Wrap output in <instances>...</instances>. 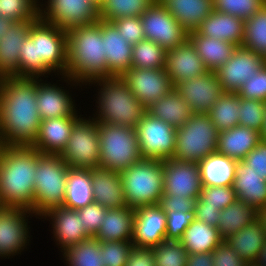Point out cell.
<instances>
[{
    "label": "cell",
    "mask_w": 266,
    "mask_h": 266,
    "mask_svg": "<svg viewBox=\"0 0 266 266\" xmlns=\"http://www.w3.org/2000/svg\"><path fill=\"white\" fill-rule=\"evenodd\" d=\"M37 77L0 79V145L31 146L38 137Z\"/></svg>",
    "instance_id": "1"
},
{
    "label": "cell",
    "mask_w": 266,
    "mask_h": 266,
    "mask_svg": "<svg viewBox=\"0 0 266 266\" xmlns=\"http://www.w3.org/2000/svg\"><path fill=\"white\" fill-rule=\"evenodd\" d=\"M66 70L67 31L39 17L20 48L19 77L65 76Z\"/></svg>",
    "instance_id": "2"
},
{
    "label": "cell",
    "mask_w": 266,
    "mask_h": 266,
    "mask_svg": "<svg viewBox=\"0 0 266 266\" xmlns=\"http://www.w3.org/2000/svg\"><path fill=\"white\" fill-rule=\"evenodd\" d=\"M58 78L56 82L68 83L69 89L79 86L81 90L91 80L107 78L102 20L67 31V70Z\"/></svg>",
    "instance_id": "3"
},
{
    "label": "cell",
    "mask_w": 266,
    "mask_h": 266,
    "mask_svg": "<svg viewBox=\"0 0 266 266\" xmlns=\"http://www.w3.org/2000/svg\"><path fill=\"white\" fill-rule=\"evenodd\" d=\"M40 155L32 146H0V206L33 210Z\"/></svg>",
    "instance_id": "4"
},
{
    "label": "cell",
    "mask_w": 266,
    "mask_h": 266,
    "mask_svg": "<svg viewBox=\"0 0 266 266\" xmlns=\"http://www.w3.org/2000/svg\"><path fill=\"white\" fill-rule=\"evenodd\" d=\"M87 85L98 88L94 94L97 108L92 114L97 122L135 128L146 112L121 77L97 78Z\"/></svg>",
    "instance_id": "5"
},
{
    "label": "cell",
    "mask_w": 266,
    "mask_h": 266,
    "mask_svg": "<svg viewBox=\"0 0 266 266\" xmlns=\"http://www.w3.org/2000/svg\"><path fill=\"white\" fill-rule=\"evenodd\" d=\"M69 168L59 155L41 154L37 158L32 210L36 219L63 205Z\"/></svg>",
    "instance_id": "6"
},
{
    "label": "cell",
    "mask_w": 266,
    "mask_h": 266,
    "mask_svg": "<svg viewBox=\"0 0 266 266\" xmlns=\"http://www.w3.org/2000/svg\"><path fill=\"white\" fill-rule=\"evenodd\" d=\"M126 206L157 205L164 193L163 160L142 159L121 172Z\"/></svg>",
    "instance_id": "7"
},
{
    "label": "cell",
    "mask_w": 266,
    "mask_h": 266,
    "mask_svg": "<svg viewBox=\"0 0 266 266\" xmlns=\"http://www.w3.org/2000/svg\"><path fill=\"white\" fill-rule=\"evenodd\" d=\"M99 168L121 173L141 161L135 128L98 122Z\"/></svg>",
    "instance_id": "8"
},
{
    "label": "cell",
    "mask_w": 266,
    "mask_h": 266,
    "mask_svg": "<svg viewBox=\"0 0 266 266\" xmlns=\"http://www.w3.org/2000/svg\"><path fill=\"white\" fill-rule=\"evenodd\" d=\"M219 131L208 113H192L190 118L176 129L174 160L199 163L216 152Z\"/></svg>",
    "instance_id": "9"
},
{
    "label": "cell",
    "mask_w": 266,
    "mask_h": 266,
    "mask_svg": "<svg viewBox=\"0 0 266 266\" xmlns=\"http://www.w3.org/2000/svg\"><path fill=\"white\" fill-rule=\"evenodd\" d=\"M83 116L73 124L66 147L59 156L70 168L97 169L100 159L98 122L91 116Z\"/></svg>",
    "instance_id": "10"
},
{
    "label": "cell",
    "mask_w": 266,
    "mask_h": 266,
    "mask_svg": "<svg viewBox=\"0 0 266 266\" xmlns=\"http://www.w3.org/2000/svg\"><path fill=\"white\" fill-rule=\"evenodd\" d=\"M140 155L143 159H171L175 153L176 128L144 113L135 127Z\"/></svg>",
    "instance_id": "11"
},
{
    "label": "cell",
    "mask_w": 266,
    "mask_h": 266,
    "mask_svg": "<svg viewBox=\"0 0 266 266\" xmlns=\"http://www.w3.org/2000/svg\"><path fill=\"white\" fill-rule=\"evenodd\" d=\"M42 1L39 17L64 31L99 21L98 6L91 0Z\"/></svg>",
    "instance_id": "12"
},
{
    "label": "cell",
    "mask_w": 266,
    "mask_h": 266,
    "mask_svg": "<svg viewBox=\"0 0 266 266\" xmlns=\"http://www.w3.org/2000/svg\"><path fill=\"white\" fill-rule=\"evenodd\" d=\"M29 214V215H28ZM35 214L19 207L0 206V258H13L26 251L31 243L30 221ZM30 241V242H29Z\"/></svg>",
    "instance_id": "13"
},
{
    "label": "cell",
    "mask_w": 266,
    "mask_h": 266,
    "mask_svg": "<svg viewBox=\"0 0 266 266\" xmlns=\"http://www.w3.org/2000/svg\"><path fill=\"white\" fill-rule=\"evenodd\" d=\"M141 22L145 39L165 50L182 45L188 39V32L158 0L141 15Z\"/></svg>",
    "instance_id": "14"
},
{
    "label": "cell",
    "mask_w": 266,
    "mask_h": 266,
    "mask_svg": "<svg viewBox=\"0 0 266 266\" xmlns=\"http://www.w3.org/2000/svg\"><path fill=\"white\" fill-rule=\"evenodd\" d=\"M121 78L145 109L174 88L165 68L143 69L131 67Z\"/></svg>",
    "instance_id": "15"
},
{
    "label": "cell",
    "mask_w": 266,
    "mask_h": 266,
    "mask_svg": "<svg viewBox=\"0 0 266 266\" xmlns=\"http://www.w3.org/2000/svg\"><path fill=\"white\" fill-rule=\"evenodd\" d=\"M265 64L264 57L239 46L230 59L214 72L224 92L237 93L242 84L254 76Z\"/></svg>",
    "instance_id": "16"
},
{
    "label": "cell",
    "mask_w": 266,
    "mask_h": 266,
    "mask_svg": "<svg viewBox=\"0 0 266 266\" xmlns=\"http://www.w3.org/2000/svg\"><path fill=\"white\" fill-rule=\"evenodd\" d=\"M174 88L188 103L192 113H208L224 93L214 71L182 81Z\"/></svg>",
    "instance_id": "17"
},
{
    "label": "cell",
    "mask_w": 266,
    "mask_h": 266,
    "mask_svg": "<svg viewBox=\"0 0 266 266\" xmlns=\"http://www.w3.org/2000/svg\"><path fill=\"white\" fill-rule=\"evenodd\" d=\"M164 168V193L186 198H199L202 190L200 170L198 163L182 162L178 160H163Z\"/></svg>",
    "instance_id": "18"
},
{
    "label": "cell",
    "mask_w": 266,
    "mask_h": 266,
    "mask_svg": "<svg viewBox=\"0 0 266 266\" xmlns=\"http://www.w3.org/2000/svg\"><path fill=\"white\" fill-rule=\"evenodd\" d=\"M44 80L45 79L39 78L36 98V105L41 120L66 116H82L75 106V100L72 98L74 95L69 93V91L72 92V90H66L67 87L64 89L65 86L62 87L59 83L52 84L47 81V79Z\"/></svg>",
    "instance_id": "19"
},
{
    "label": "cell",
    "mask_w": 266,
    "mask_h": 266,
    "mask_svg": "<svg viewBox=\"0 0 266 266\" xmlns=\"http://www.w3.org/2000/svg\"><path fill=\"white\" fill-rule=\"evenodd\" d=\"M41 219L50 221L53 240L55 239V244L59 246L61 253L76 243L92 237L81 224L77 210L61 206L51 209Z\"/></svg>",
    "instance_id": "20"
},
{
    "label": "cell",
    "mask_w": 266,
    "mask_h": 266,
    "mask_svg": "<svg viewBox=\"0 0 266 266\" xmlns=\"http://www.w3.org/2000/svg\"><path fill=\"white\" fill-rule=\"evenodd\" d=\"M166 213L158 206H143L135 209L134 247L153 248L166 240Z\"/></svg>",
    "instance_id": "21"
},
{
    "label": "cell",
    "mask_w": 266,
    "mask_h": 266,
    "mask_svg": "<svg viewBox=\"0 0 266 266\" xmlns=\"http://www.w3.org/2000/svg\"><path fill=\"white\" fill-rule=\"evenodd\" d=\"M164 68L173 86L208 72L202 58L197 54L189 39L182 45L166 50Z\"/></svg>",
    "instance_id": "22"
},
{
    "label": "cell",
    "mask_w": 266,
    "mask_h": 266,
    "mask_svg": "<svg viewBox=\"0 0 266 266\" xmlns=\"http://www.w3.org/2000/svg\"><path fill=\"white\" fill-rule=\"evenodd\" d=\"M107 62V78L121 77L132 64L133 45L129 44L111 22L102 21Z\"/></svg>",
    "instance_id": "23"
},
{
    "label": "cell",
    "mask_w": 266,
    "mask_h": 266,
    "mask_svg": "<svg viewBox=\"0 0 266 266\" xmlns=\"http://www.w3.org/2000/svg\"><path fill=\"white\" fill-rule=\"evenodd\" d=\"M36 20L13 22L0 38V79L19 77L20 48Z\"/></svg>",
    "instance_id": "24"
},
{
    "label": "cell",
    "mask_w": 266,
    "mask_h": 266,
    "mask_svg": "<svg viewBox=\"0 0 266 266\" xmlns=\"http://www.w3.org/2000/svg\"><path fill=\"white\" fill-rule=\"evenodd\" d=\"M81 116L41 120L38 137L31 145L41 154L59 155L69 140L73 124Z\"/></svg>",
    "instance_id": "25"
},
{
    "label": "cell",
    "mask_w": 266,
    "mask_h": 266,
    "mask_svg": "<svg viewBox=\"0 0 266 266\" xmlns=\"http://www.w3.org/2000/svg\"><path fill=\"white\" fill-rule=\"evenodd\" d=\"M94 202L107 209L126 207L121 174L102 168L91 169Z\"/></svg>",
    "instance_id": "26"
},
{
    "label": "cell",
    "mask_w": 266,
    "mask_h": 266,
    "mask_svg": "<svg viewBox=\"0 0 266 266\" xmlns=\"http://www.w3.org/2000/svg\"><path fill=\"white\" fill-rule=\"evenodd\" d=\"M233 189L236 198L256 211L266 206V181L243 161H237Z\"/></svg>",
    "instance_id": "27"
},
{
    "label": "cell",
    "mask_w": 266,
    "mask_h": 266,
    "mask_svg": "<svg viewBox=\"0 0 266 266\" xmlns=\"http://www.w3.org/2000/svg\"><path fill=\"white\" fill-rule=\"evenodd\" d=\"M244 22L241 18L213 10L196 31L204 37L224 40L239 47L243 42Z\"/></svg>",
    "instance_id": "28"
},
{
    "label": "cell",
    "mask_w": 266,
    "mask_h": 266,
    "mask_svg": "<svg viewBox=\"0 0 266 266\" xmlns=\"http://www.w3.org/2000/svg\"><path fill=\"white\" fill-rule=\"evenodd\" d=\"M260 141L258 131L238 125L219 132L216 152L234 160L242 161Z\"/></svg>",
    "instance_id": "29"
},
{
    "label": "cell",
    "mask_w": 266,
    "mask_h": 266,
    "mask_svg": "<svg viewBox=\"0 0 266 266\" xmlns=\"http://www.w3.org/2000/svg\"><path fill=\"white\" fill-rule=\"evenodd\" d=\"M187 31L196 30L214 10L213 0H158Z\"/></svg>",
    "instance_id": "30"
},
{
    "label": "cell",
    "mask_w": 266,
    "mask_h": 266,
    "mask_svg": "<svg viewBox=\"0 0 266 266\" xmlns=\"http://www.w3.org/2000/svg\"><path fill=\"white\" fill-rule=\"evenodd\" d=\"M134 220L135 209L131 207L107 209L94 238L99 241H132Z\"/></svg>",
    "instance_id": "31"
},
{
    "label": "cell",
    "mask_w": 266,
    "mask_h": 266,
    "mask_svg": "<svg viewBox=\"0 0 266 266\" xmlns=\"http://www.w3.org/2000/svg\"><path fill=\"white\" fill-rule=\"evenodd\" d=\"M198 165L202 187L233 186L237 160L215 152Z\"/></svg>",
    "instance_id": "32"
},
{
    "label": "cell",
    "mask_w": 266,
    "mask_h": 266,
    "mask_svg": "<svg viewBox=\"0 0 266 266\" xmlns=\"http://www.w3.org/2000/svg\"><path fill=\"white\" fill-rule=\"evenodd\" d=\"M188 39L194 45L208 71H215L225 64L237 48L230 42L204 37L196 30L188 32Z\"/></svg>",
    "instance_id": "33"
},
{
    "label": "cell",
    "mask_w": 266,
    "mask_h": 266,
    "mask_svg": "<svg viewBox=\"0 0 266 266\" xmlns=\"http://www.w3.org/2000/svg\"><path fill=\"white\" fill-rule=\"evenodd\" d=\"M224 240L247 264H253L266 241V234L261 222L256 219Z\"/></svg>",
    "instance_id": "34"
},
{
    "label": "cell",
    "mask_w": 266,
    "mask_h": 266,
    "mask_svg": "<svg viewBox=\"0 0 266 266\" xmlns=\"http://www.w3.org/2000/svg\"><path fill=\"white\" fill-rule=\"evenodd\" d=\"M93 202L91 169L69 168L62 206L77 210Z\"/></svg>",
    "instance_id": "35"
},
{
    "label": "cell",
    "mask_w": 266,
    "mask_h": 266,
    "mask_svg": "<svg viewBox=\"0 0 266 266\" xmlns=\"http://www.w3.org/2000/svg\"><path fill=\"white\" fill-rule=\"evenodd\" d=\"M146 111L176 129L181 127L192 114L188 103L175 88L154 102Z\"/></svg>",
    "instance_id": "36"
},
{
    "label": "cell",
    "mask_w": 266,
    "mask_h": 266,
    "mask_svg": "<svg viewBox=\"0 0 266 266\" xmlns=\"http://www.w3.org/2000/svg\"><path fill=\"white\" fill-rule=\"evenodd\" d=\"M223 240L216 227L195 219L184 231L180 242L188 254H195L212 252Z\"/></svg>",
    "instance_id": "37"
},
{
    "label": "cell",
    "mask_w": 266,
    "mask_h": 266,
    "mask_svg": "<svg viewBox=\"0 0 266 266\" xmlns=\"http://www.w3.org/2000/svg\"><path fill=\"white\" fill-rule=\"evenodd\" d=\"M256 219L257 211L250 205L237 199L220 211V219L216 228L219 230L221 237L226 239Z\"/></svg>",
    "instance_id": "38"
},
{
    "label": "cell",
    "mask_w": 266,
    "mask_h": 266,
    "mask_svg": "<svg viewBox=\"0 0 266 266\" xmlns=\"http://www.w3.org/2000/svg\"><path fill=\"white\" fill-rule=\"evenodd\" d=\"M240 96L224 92L209 110L208 115L219 132L239 125Z\"/></svg>",
    "instance_id": "39"
},
{
    "label": "cell",
    "mask_w": 266,
    "mask_h": 266,
    "mask_svg": "<svg viewBox=\"0 0 266 266\" xmlns=\"http://www.w3.org/2000/svg\"><path fill=\"white\" fill-rule=\"evenodd\" d=\"M61 255L66 266H104L100 241L94 237L76 243Z\"/></svg>",
    "instance_id": "40"
},
{
    "label": "cell",
    "mask_w": 266,
    "mask_h": 266,
    "mask_svg": "<svg viewBox=\"0 0 266 266\" xmlns=\"http://www.w3.org/2000/svg\"><path fill=\"white\" fill-rule=\"evenodd\" d=\"M156 0H102L98 6L99 20L111 22L124 17H141Z\"/></svg>",
    "instance_id": "41"
},
{
    "label": "cell",
    "mask_w": 266,
    "mask_h": 266,
    "mask_svg": "<svg viewBox=\"0 0 266 266\" xmlns=\"http://www.w3.org/2000/svg\"><path fill=\"white\" fill-rule=\"evenodd\" d=\"M241 46L266 59V3L244 22Z\"/></svg>",
    "instance_id": "42"
},
{
    "label": "cell",
    "mask_w": 266,
    "mask_h": 266,
    "mask_svg": "<svg viewBox=\"0 0 266 266\" xmlns=\"http://www.w3.org/2000/svg\"><path fill=\"white\" fill-rule=\"evenodd\" d=\"M166 50L151 40H142L133 45V68L162 69L165 67Z\"/></svg>",
    "instance_id": "43"
},
{
    "label": "cell",
    "mask_w": 266,
    "mask_h": 266,
    "mask_svg": "<svg viewBox=\"0 0 266 266\" xmlns=\"http://www.w3.org/2000/svg\"><path fill=\"white\" fill-rule=\"evenodd\" d=\"M152 250L155 266H186L188 253L180 241L164 240Z\"/></svg>",
    "instance_id": "44"
},
{
    "label": "cell",
    "mask_w": 266,
    "mask_h": 266,
    "mask_svg": "<svg viewBox=\"0 0 266 266\" xmlns=\"http://www.w3.org/2000/svg\"><path fill=\"white\" fill-rule=\"evenodd\" d=\"M0 16L26 22L39 18V7L32 0H0Z\"/></svg>",
    "instance_id": "45"
},
{
    "label": "cell",
    "mask_w": 266,
    "mask_h": 266,
    "mask_svg": "<svg viewBox=\"0 0 266 266\" xmlns=\"http://www.w3.org/2000/svg\"><path fill=\"white\" fill-rule=\"evenodd\" d=\"M214 10L246 21L256 13L266 0H213Z\"/></svg>",
    "instance_id": "46"
},
{
    "label": "cell",
    "mask_w": 266,
    "mask_h": 266,
    "mask_svg": "<svg viewBox=\"0 0 266 266\" xmlns=\"http://www.w3.org/2000/svg\"><path fill=\"white\" fill-rule=\"evenodd\" d=\"M266 102L240 97L239 125L260 131L264 120Z\"/></svg>",
    "instance_id": "47"
},
{
    "label": "cell",
    "mask_w": 266,
    "mask_h": 266,
    "mask_svg": "<svg viewBox=\"0 0 266 266\" xmlns=\"http://www.w3.org/2000/svg\"><path fill=\"white\" fill-rule=\"evenodd\" d=\"M132 241H100L104 266H125Z\"/></svg>",
    "instance_id": "48"
},
{
    "label": "cell",
    "mask_w": 266,
    "mask_h": 266,
    "mask_svg": "<svg viewBox=\"0 0 266 266\" xmlns=\"http://www.w3.org/2000/svg\"><path fill=\"white\" fill-rule=\"evenodd\" d=\"M198 199L205 205L217 207L219 210L237 200L233 186L202 187Z\"/></svg>",
    "instance_id": "49"
},
{
    "label": "cell",
    "mask_w": 266,
    "mask_h": 266,
    "mask_svg": "<svg viewBox=\"0 0 266 266\" xmlns=\"http://www.w3.org/2000/svg\"><path fill=\"white\" fill-rule=\"evenodd\" d=\"M166 213V240L180 241L186 228L196 219L195 210Z\"/></svg>",
    "instance_id": "50"
},
{
    "label": "cell",
    "mask_w": 266,
    "mask_h": 266,
    "mask_svg": "<svg viewBox=\"0 0 266 266\" xmlns=\"http://www.w3.org/2000/svg\"><path fill=\"white\" fill-rule=\"evenodd\" d=\"M237 94L246 99L266 102V64L242 84Z\"/></svg>",
    "instance_id": "51"
},
{
    "label": "cell",
    "mask_w": 266,
    "mask_h": 266,
    "mask_svg": "<svg viewBox=\"0 0 266 266\" xmlns=\"http://www.w3.org/2000/svg\"><path fill=\"white\" fill-rule=\"evenodd\" d=\"M111 23L116 27L118 32L123 35L129 44L135 45L136 43L145 40L141 17L128 16L113 20Z\"/></svg>",
    "instance_id": "52"
},
{
    "label": "cell",
    "mask_w": 266,
    "mask_h": 266,
    "mask_svg": "<svg viewBox=\"0 0 266 266\" xmlns=\"http://www.w3.org/2000/svg\"><path fill=\"white\" fill-rule=\"evenodd\" d=\"M77 211L81 217V224L84 225L85 230L94 237L102 225L107 208L101 204L93 202L83 208L77 209Z\"/></svg>",
    "instance_id": "53"
},
{
    "label": "cell",
    "mask_w": 266,
    "mask_h": 266,
    "mask_svg": "<svg viewBox=\"0 0 266 266\" xmlns=\"http://www.w3.org/2000/svg\"><path fill=\"white\" fill-rule=\"evenodd\" d=\"M211 253L213 255L214 266H248L225 240Z\"/></svg>",
    "instance_id": "54"
},
{
    "label": "cell",
    "mask_w": 266,
    "mask_h": 266,
    "mask_svg": "<svg viewBox=\"0 0 266 266\" xmlns=\"http://www.w3.org/2000/svg\"><path fill=\"white\" fill-rule=\"evenodd\" d=\"M242 161L266 181V141L261 140Z\"/></svg>",
    "instance_id": "55"
},
{
    "label": "cell",
    "mask_w": 266,
    "mask_h": 266,
    "mask_svg": "<svg viewBox=\"0 0 266 266\" xmlns=\"http://www.w3.org/2000/svg\"><path fill=\"white\" fill-rule=\"evenodd\" d=\"M196 198H186L185 196L179 197L175 195H163L159 202L158 206L164 212H189L194 210V203Z\"/></svg>",
    "instance_id": "56"
},
{
    "label": "cell",
    "mask_w": 266,
    "mask_h": 266,
    "mask_svg": "<svg viewBox=\"0 0 266 266\" xmlns=\"http://www.w3.org/2000/svg\"><path fill=\"white\" fill-rule=\"evenodd\" d=\"M125 266H155L152 248L132 247Z\"/></svg>",
    "instance_id": "57"
},
{
    "label": "cell",
    "mask_w": 266,
    "mask_h": 266,
    "mask_svg": "<svg viewBox=\"0 0 266 266\" xmlns=\"http://www.w3.org/2000/svg\"><path fill=\"white\" fill-rule=\"evenodd\" d=\"M196 219L208 225L217 227L220 219V211L217 207L207 206L199 199L194 203Z\"/></svg>",
    "instance_id": "58"
},
{
    "label": "cell",
    "mask_w": 266,
    "mask_h": 266,
    "mask_svg": "<svg viewBox=\"0 0 266 266\" xmlns=\"http://www.w3.org/2000/svg\"><path fill=\"white\" fill-rule=\"evenodd\" d=\"M186 266H214L211 252L188 254Z\"/></svg>",
    "instance_id": "59"
},
{
    "label": "cell",
    "mask_w": 266,
    "mask_h": 266,
    "mask_svg": "<svg viewBox=\"0 0 266 266\" xmlns=\"http://www.w3.org/2000/svg\"><path fill=\"white\" fill-rule=\"evenodd\" d=\"M254 266H266V241L262 249L258 252L257 258L253 263Z\"/></svg>",
    "instance_id": "60"
},
{
    "label": "cell",
    "mask_w": 266,
    "mask_h": 266,
    "mask_svg": "<svg viewBox=\"0 0 266 266\" xmlns=\"http://www.w3.org/2000/svg\"><path fill=\"white\" fill-rule=\"evenodd\" d=\"M13 21L0 16V38L6 33Z\"/></svg>",
    "instance_id": "61"
},
{
    "label": "cell",
    "mask_w": 266,
    "mask_h": 266,
    "mask_svg": "<svg viewBox=\"0 0 266 266\" xmlns=\"http://www.w3.org/2000/svg\"><path fill=\"white\" fill-rule=\"evenodd\" d=\"M257 219L261 222L263 231L266 234V206L257 211Z\"/></svg>",
    "instance_id": "62"
},
{
    "label": "cell",
    "mask_w": 266,
    "mask_h": 266,
    "mask_svg": "<svg viewBox=\"0 0 266 266\" xmlns=\"http://www.w3.org/2000/svg\"><path fill=\"white\" fill-rule=\"evenodd\" d=\"M259 133H260L261 140L266 141V109H265V115H264L262 127H261Z\"/></svg>",
    "instance_id": "63"
},
{
    "label": "cell",
    "mask_w": 266,
    "mask_h": 266,
    "mask_svg": "<svg viewBox=\"0 0 266 266\" xmlns=\"http://www.w3.org/2000/svg\"><path fill=\"white\" fill-rule=\"evenodd\" d=\"M38 7H41L42 2L41 0H32Z\"/></svg>",
    "instance_id": "64"
},
{
    "label": "cell",
    "mask_w": 266,
    "mask_h": 266,
    "mask_svg": "<svg viewBox=\"0 0 266 266\" xmlns=\"http://www.w3.org/2000/svg\"><path fill=\"white\" fill-rule=\"evenodd\" d=\"M93 3H95L97 6H99L102 2V0H91Z\"/></svg>",
    "instance_id": "65"
}]
</instances>
